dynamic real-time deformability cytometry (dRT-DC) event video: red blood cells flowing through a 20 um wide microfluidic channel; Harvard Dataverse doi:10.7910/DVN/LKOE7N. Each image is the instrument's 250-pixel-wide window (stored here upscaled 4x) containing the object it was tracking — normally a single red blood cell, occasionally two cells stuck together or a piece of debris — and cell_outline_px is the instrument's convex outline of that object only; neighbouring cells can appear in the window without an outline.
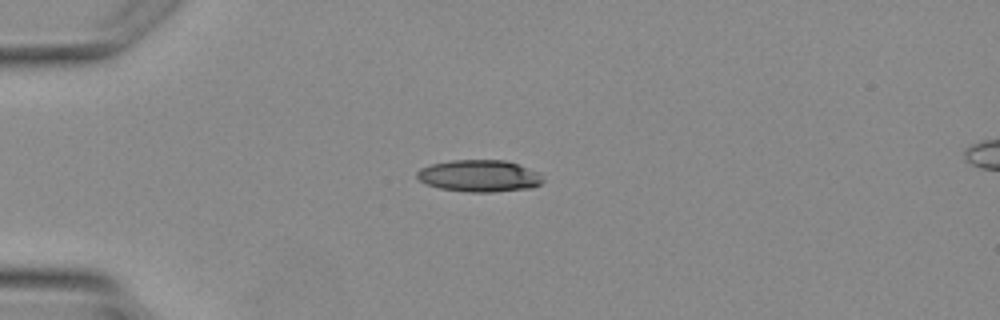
{"species": "Egyptian fruit bat (a non-hibernating species)", "species_latin": "Rousettus aegyptiacus", "temperature_condition": "warm", "stored_images_in_passage": 2, "camera_frame_rate_fps": 3000, "um_per_image_px": 0.085, "animal": {"sex": "female"}, "frame": {"image": 1, "passage_image": 1, "time_ms": 0.0, "image_size_px": [1000, 320], "cell_outline_px": [[544, 180], [540, 184], [532, 188], [496, 192], [468, 192], [440, 188], [428, 184], [420, 180], [416, 176], [416, 172], [420, 168], [432, 164], [452, 160], [504, 160], [540, 172]], "centroid_in_image_um": [40.77, 14.95], "position_along_channel_um": 44.2, "area_um2": 23.41}}